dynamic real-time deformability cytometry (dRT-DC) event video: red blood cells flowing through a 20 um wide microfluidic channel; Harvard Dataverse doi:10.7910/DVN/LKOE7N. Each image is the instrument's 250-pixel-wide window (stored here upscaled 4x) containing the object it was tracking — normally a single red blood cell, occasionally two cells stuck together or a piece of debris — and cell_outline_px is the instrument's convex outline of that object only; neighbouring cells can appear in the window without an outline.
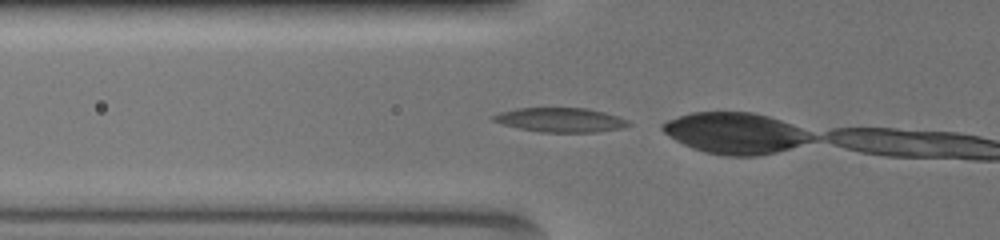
{"species": "common noctule bat (a hibernating species)", "species_latin": "Nyctalus noctula", "temperature_condition": "warm", "stored_images_in_passage": 21, "camera_frame_rate_fps": 3000, "um_per_image_px": 0.085, "animal": {"sex": "female", "body_mass_g": 19.5, "forearm_length_mm": 54.1}, "frame": {"image": 1, "passage_image": 20, "time_ms": 6.333, "image_size_px": [1000, 240], "cell_outline_px": [[632, 124], [624, 128], [596, 132], [540, 132], [520, 128], [504, 124], [492, 120], [492, 116], [500, 112], [516, 108], [588, 108], [604, 112], [628, 120]], "centroid_in_image_um": [47.68, 10.19], "position_along_channel_um": 78.1, "area_um2": 19.07}}